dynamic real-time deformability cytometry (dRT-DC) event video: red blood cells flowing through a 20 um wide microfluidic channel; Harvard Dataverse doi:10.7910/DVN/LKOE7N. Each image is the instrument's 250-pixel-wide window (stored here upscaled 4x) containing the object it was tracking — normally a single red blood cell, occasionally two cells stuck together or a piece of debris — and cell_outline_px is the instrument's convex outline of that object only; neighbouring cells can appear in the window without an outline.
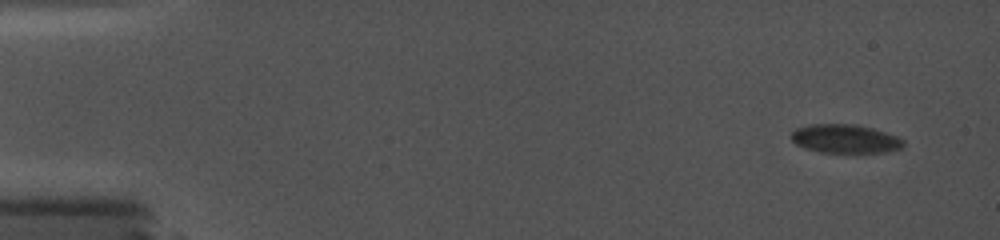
{"species": "common noctule bat (a hibernating species)", "species_latin": "Nyctalus noctula", "temperature_condition": "cold", "stored_images_in_passage": 4, "camera_frame_rate_fps": 5000, "um_per_image_px": 0.085, "animal": {"sex": "female", "body_mass_g": 19.0, "forearm_length_mm": 56.7}, "frame": {"image": 1, "passage_image": 1, "time_ms": 0.0, "image_size_px": [1000, 240], "cell_outline_px": [[904, 144], [900, 148], [888, 152], [820, 152], [804, 148], [796, 144], [792, 140], [792, 132], [796, 128], [808, 124], [856, 124], [872, 128], [896, 136], [904, 140]], "centroid_in_image_um": [71.82, 11.79], "position_along_channel_um": 13.2, "area_um2": 18.67}}